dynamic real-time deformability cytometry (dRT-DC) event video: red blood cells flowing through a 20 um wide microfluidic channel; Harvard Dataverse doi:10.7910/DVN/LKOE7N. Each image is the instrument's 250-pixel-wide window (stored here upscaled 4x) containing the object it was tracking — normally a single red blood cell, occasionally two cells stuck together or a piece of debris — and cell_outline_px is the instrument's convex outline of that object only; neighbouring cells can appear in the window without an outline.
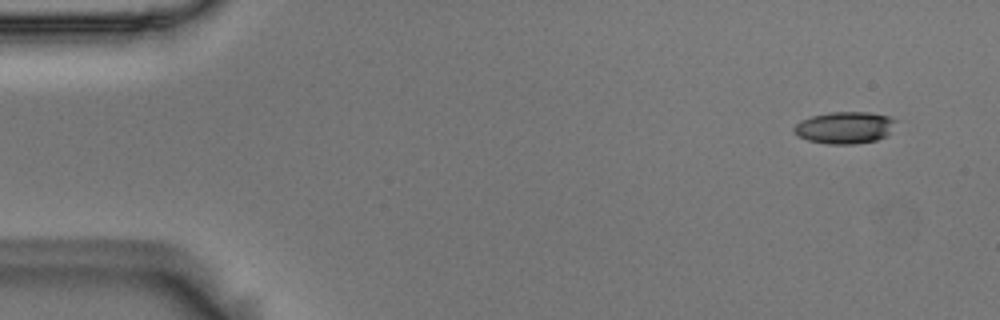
{"species": "Egyptian fruit bat (a non-hibernating species)", "species_latin": "Rousettus aegyptiacus", "temperature_condition": "room temperature", "stored_images_in_passage": 7, "camera_frame_rate_fps": 3000, "um_per_image_px": 0.085, "animal": {"sex": "male"}, "frame": {"image": 1, "passage_image": 1, "time_ms": 0.0, "image_size_px": [1000, 320], "cell_outline_px": [[900, 120], [888, 136], [876, 140], [852, 144], [828, 144], [808, 140], [796, 136], [792, 128], [800, 120], [812, 116], [828, 112], [868, 112], [892, 116]], "centroid_in_image_um": [71.86, 10.84], "position_along_channel_um": 13.1, "area_um2": 19.42}}
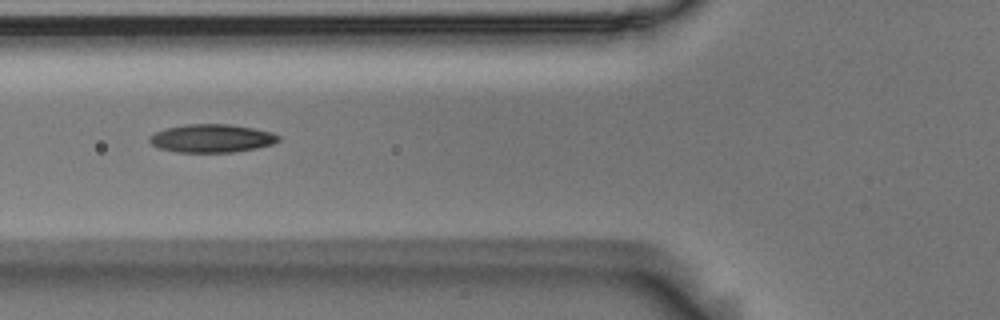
{"frame": {"image": 2, "passage_image": 5, "time_ms": 1.333, "image_size_px": [1000, 320], "cell_outline_px": [[280, 140], [272, 144], [256, 148], [232, 152], [176, 152], [160, 148], [152, 144], [148, 140], [148, 136], [156, 132], [168, 128], [184, 124], [228, 124], [252, 128], [272, 132], [280, 136]], "centroid_in_image_um": [17.99, 11.76], "position_along_channel_um": 107.8, "area_um2": 21.1}}
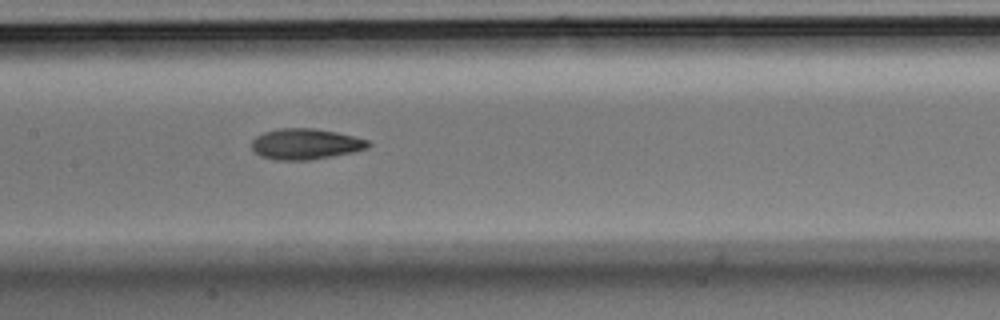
{"frame": {"image": 3, "passage_image": 7, "time_ms": 2.0, "image_size_px": [1000, 320], "cell_outline_px": [[372, 144], [368, 148], [352, 152], [332, 156], [308, 160], [276, 160], [260, 156], [252, 148], [252, 140], [256, 136], [264, 132], [276, 128], [312, 128], [336, 132], [368, 140]], "centroid_in_image_um": [25.95, 12.24], "position_along_channel_um": 181.4, "area_um2": 20.87}}